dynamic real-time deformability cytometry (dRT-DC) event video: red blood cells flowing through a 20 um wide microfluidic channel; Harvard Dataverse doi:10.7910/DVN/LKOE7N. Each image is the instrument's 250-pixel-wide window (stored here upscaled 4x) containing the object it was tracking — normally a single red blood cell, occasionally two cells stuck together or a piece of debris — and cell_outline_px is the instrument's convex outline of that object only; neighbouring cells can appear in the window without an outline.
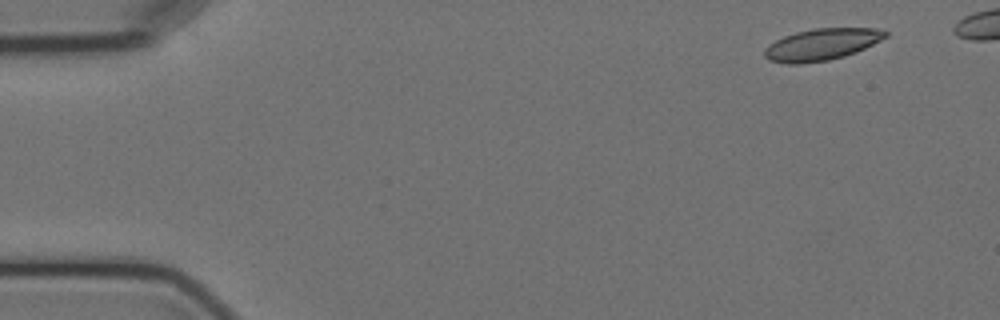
{"species": "Egyptian fruit bat (a non-hibernating species)", "species_latin": "Rousettus aegyptiacus", "temperature_condition": "cold", "stored_images_in_passage": 5, "camera_frame_rate_fps": 3000, "um_per_image_px": 0.085, "animal": {"sex": "female"}, "frame": {"image": 1, "passage_image": 1, "time_ms": 0.0, "image_size_px": [1000, 320], "cell_outline_px": [[888, 36], [856, 52], [844, 56], [828, 60], [800, 64], [784, 64], [768, 60], [764, 56], [764, 48], [768, 44], [784, 36], [796, 32], [816, 28], [876, 28], [888, 32]], "centroid_in_image_um": [69.8, 3.79], "position_along_channel_um": 15.2, "area_um2": 22.37}}